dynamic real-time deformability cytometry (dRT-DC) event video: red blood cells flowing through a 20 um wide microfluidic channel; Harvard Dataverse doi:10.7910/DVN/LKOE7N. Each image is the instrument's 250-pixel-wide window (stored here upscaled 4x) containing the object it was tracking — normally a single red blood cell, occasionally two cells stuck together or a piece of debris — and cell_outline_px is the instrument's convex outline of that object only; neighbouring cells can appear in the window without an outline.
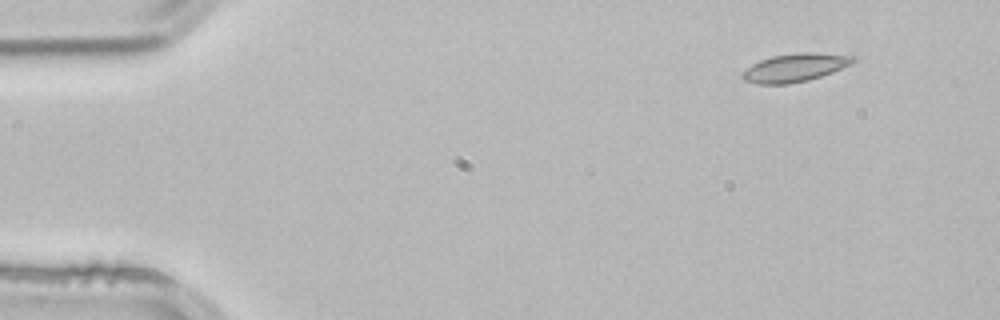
{"species": "common noctule bat (a hibernating species)", "species_latin": "Nyctalus noctula", "temperature_condition": "room temperature", "stored_images_in_passage": 3, "camera_frame_rate_fps": 3000, "um_per_image_px": 0.085, "animal": {"sex": "male", "body_mass_g": 21.5, "forearm_length_mm": 52.0}, "frame": {"image": 1, "passage_image": 1, "time_ms": 0.0, "image_size_px": [1000, 320], "cell_outline_px": [[856, 60], [852, 64], [832, 72], [808, 80], [788, 84], [756, 84], [744, 80], [740, 76], [740, 72], [752, 64], [760, 60], [772, 56], [800, 52], [812, 52], [856, 56]], "centroid_in_image_um": [67.54, 5.75], "position_along_channel_um": 17.5, "area_um2": 18.32}}
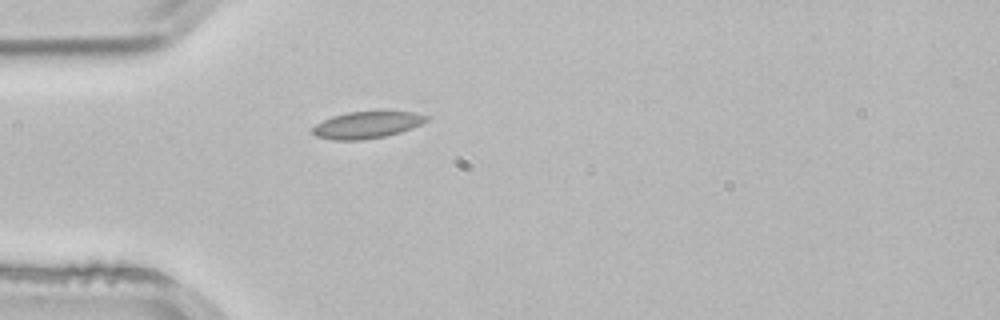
{"frame": {"image": 2, "passage_image": 3, "time_ms": 0.667, "image_size_px": [1000, 320], "cell_outline_px": [[428, 120], [412, 128], [400, 132], [384, 136], [360, 140], [332, 140], [316, 136], [312, 132], [312, 128], [316, 124], [332, 116], [348, 112], [416, 112], [428, 116]], "centroid_in_image_um": [31.17, 10.62], "position_along_channel_um": 53.8, "area_um2": 17.57}}